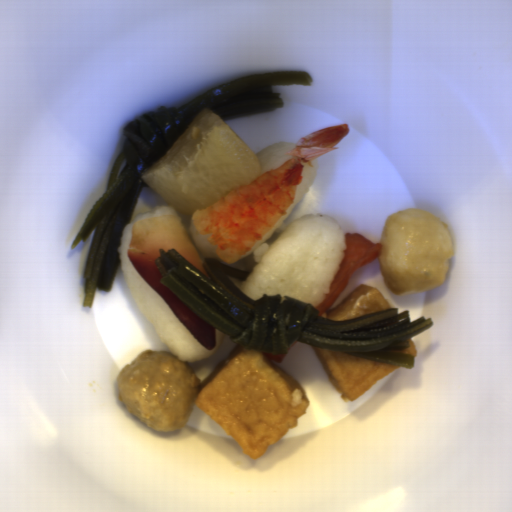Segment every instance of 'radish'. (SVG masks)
<instances>
[{"instance_id": "1", "label": "radish", "mask_w": 512, "mask_h": 512, "mask_svg": "<svg viewBox=\"0 0 512 512\" xmlns=\"http://www.w3.org/2000/svg\"><path fill=\"white\" fill-rule=\"evenodd\" d=\"M261 172L257 154L219 114L204 107L141 177L171 207L192 217L249 186Z\"/></svg>"}]
</instances>
